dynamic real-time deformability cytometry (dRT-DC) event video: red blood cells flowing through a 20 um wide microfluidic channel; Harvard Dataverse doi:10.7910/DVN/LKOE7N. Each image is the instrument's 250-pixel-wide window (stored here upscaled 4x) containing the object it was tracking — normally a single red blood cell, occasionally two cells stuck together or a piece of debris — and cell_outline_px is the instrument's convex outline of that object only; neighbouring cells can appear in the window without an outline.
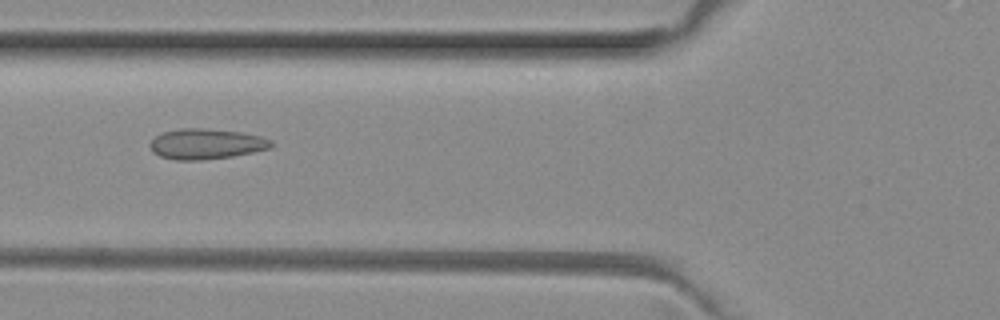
{"species": "common noctule bat (a hibernating species)", "species_latin": "Nyctalus noctula", "temperature_condition": "room temperature", "stored_images_in_passage": 4, "camera_frame_rate_fps": 3000, "um_per_image_px": 0.085, "animal": {"sex": "female", "body_mass_g": 29.2, "forearm_length_mm": 56.3}, "frame": {"image": 1, "passage_image": 4, "time_ms": 1.0, "image_size_px": [1000, 320], "cell_outline_px": [[272, 148], [232, 156], [200, 160], [176, 160], [160, 156], [152, 152], [148, 144], [160, 132], [180, 128], [204, 128], [240, 132], [260, 136], [272, 140]], "centroid_in_image_um": [17.49, 12.23], "position_along_channel_um": 108.3, "area_um2": 21.56}}